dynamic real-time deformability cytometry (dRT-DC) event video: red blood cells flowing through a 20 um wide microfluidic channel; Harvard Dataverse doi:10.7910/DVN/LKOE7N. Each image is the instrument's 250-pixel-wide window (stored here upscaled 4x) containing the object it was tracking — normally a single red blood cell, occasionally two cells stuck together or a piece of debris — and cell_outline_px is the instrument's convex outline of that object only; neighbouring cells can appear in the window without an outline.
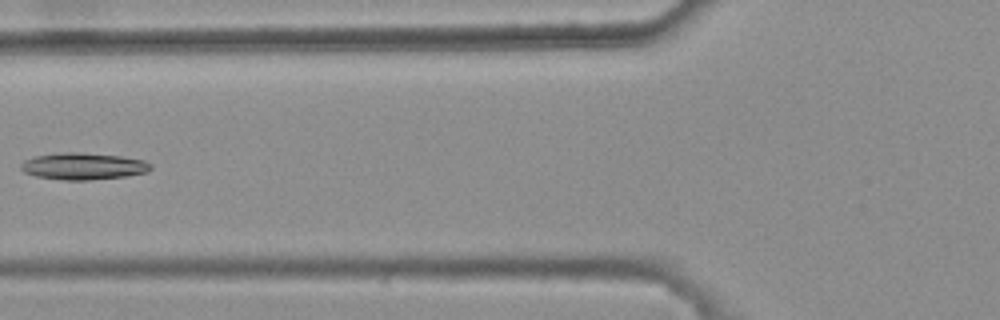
{"species": "common noctule bat (a hibernating species)", "species_latin": "Nyctalus noctula", "temperature_condition": "warm", "stored_images_in_passage": 5, "camera_frame_rate_fps": 3000, "um_per_image_px": 0.085, "animal": {"sex": "female", "body_mass_g": 25.1}, "frame": {"image": 1, "passage_image": 4, "time_ms": 1.0, "image_size_px": [1000, 320], "cell_outline_px": [[152, 168], [148, 172], [124, 176], [88, 180], [64, 180], [36, 176], [24, 172], [20, 168], [20, 164], [24, 160], [36, 156], [60, 152], [80, 152], [120, 156], [144, 160], [152, 164]], "centroid_in_image_um": [7.08, 14.12], "position_along_channel_um": 118.7, "area_um2": 20.29}}
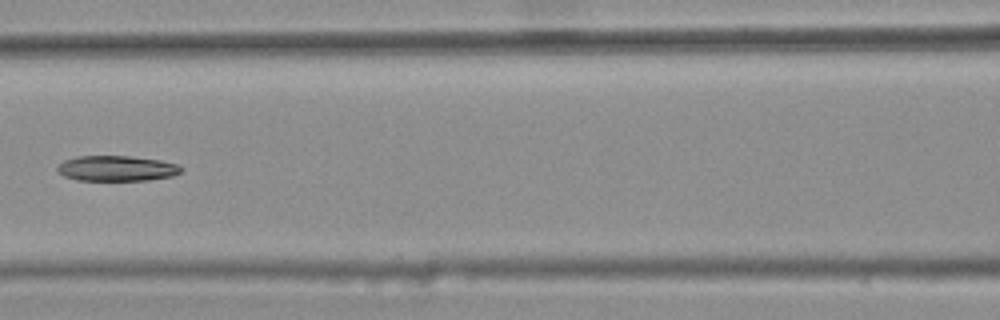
{"frame": {"image": 2, "passage_image": 5, "time_ms": 1.333, "image_size_px": [1000, 320], "cell_outline_px": [[180, 172], [172, 176], [148, 180], [76, 180], [64, 176], [56, 172], [56, 168], [64, 160], [76, 156], [128, 156], [160, 160], [180, 164]], "centroid_in_image_um": [9.88, 14.31], "position_along_channel_um": 156.7, "area_um2": 18.32}}